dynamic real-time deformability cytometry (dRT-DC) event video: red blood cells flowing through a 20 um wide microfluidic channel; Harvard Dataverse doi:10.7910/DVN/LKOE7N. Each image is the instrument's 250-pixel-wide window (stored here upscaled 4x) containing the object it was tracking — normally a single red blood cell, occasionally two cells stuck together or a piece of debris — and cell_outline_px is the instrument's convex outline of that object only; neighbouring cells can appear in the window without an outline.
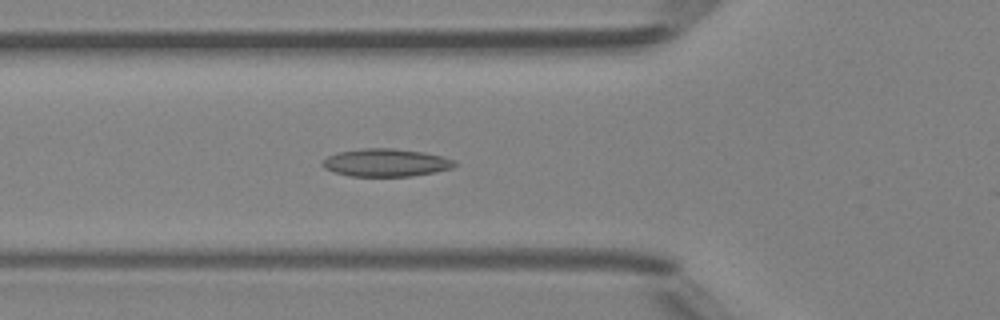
{"species": "Egyptian fruit bat (a non-hibernating species)", "species_latin": "Rousettus aegyptiacus", "temperature_condition": "room temperature", "stored_images_in_passage": 34, "camera_frame_rate_fps": 3000, "um_per_image_px": 0.085, "animal": {"sex": "female"}, "frame": {"image": 1, "passage_image": 8, "time_ms": 2.333, "image_size_px": [1000, 320], "cell_outline_px": [[456, 164], [452, 168], [436, 172], [412, 176], [348, 176], [324, 168], [320, 164], [328, 156], [336, 152], [364, 148], [392, 148], [424, 152], [456, 160]], "centroid_in_image_um": [32.8, 13.82], "position_along_channel_um": 93.0, "area_um2": 21.44}}
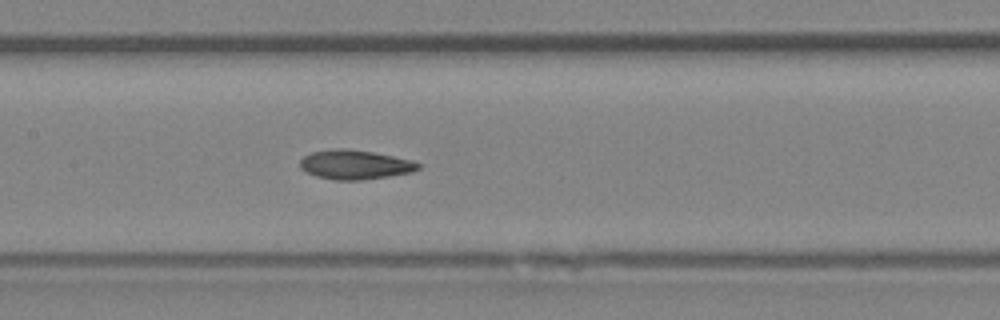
{"frame": {"image": 2, "passage_image": 14, "time_ms": 4.333, "image_size_px": [1000, 320], "cell_outline_px": [[420, 168], [412, 172], [388, 176], [360, 180], [336, 180], [316, 176], [300, 168], [300, 160], [304, 156], [312, 152], [336, 148], [348, 148], [372, 152], [412, 160], [420, 164]], "centroid_in_image_um": [30.16, 13.99], "position_along_channel_um": 177.2, "area_um2": 20.06}}
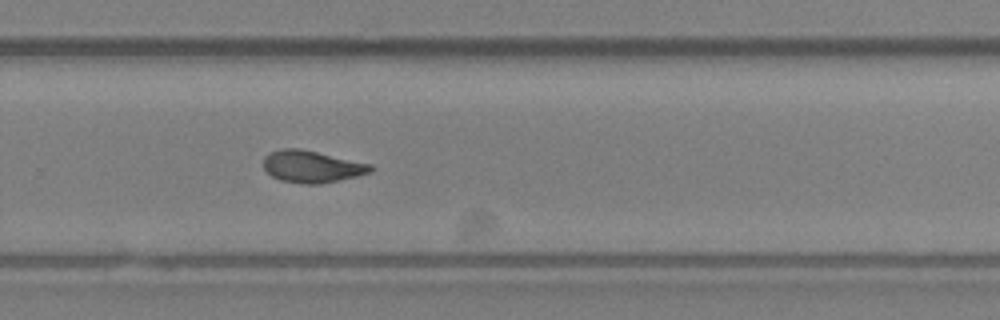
{"frame": {"image": 3, "passage_image": 23, "time_ms": 7.333, "image_size_px": [1000, 320], "cell_outline_px": [[372, 172], [356, 176], [320, 184], [304, 184], [280, 180], [272, 176], [264, 168], [264, 156], [268, 152], [280, 148], [300, 148], [372, 164]], "centroid_in_image_um": [26.48, 14.14], "position_along_channel_um": 303.3, "area_um2": 20.0}, "authors_computed_cell_mechanics": {"area_um2": 19.9988, "velocity_mm_per_s": 4.2295, "shape_relaxation_time_tau1_ms": null, "shape_relaxation_time_tau2_ms": 3.9482, "deformation_change_tau1": null, "deformation_change_tau2": 0.1021}}